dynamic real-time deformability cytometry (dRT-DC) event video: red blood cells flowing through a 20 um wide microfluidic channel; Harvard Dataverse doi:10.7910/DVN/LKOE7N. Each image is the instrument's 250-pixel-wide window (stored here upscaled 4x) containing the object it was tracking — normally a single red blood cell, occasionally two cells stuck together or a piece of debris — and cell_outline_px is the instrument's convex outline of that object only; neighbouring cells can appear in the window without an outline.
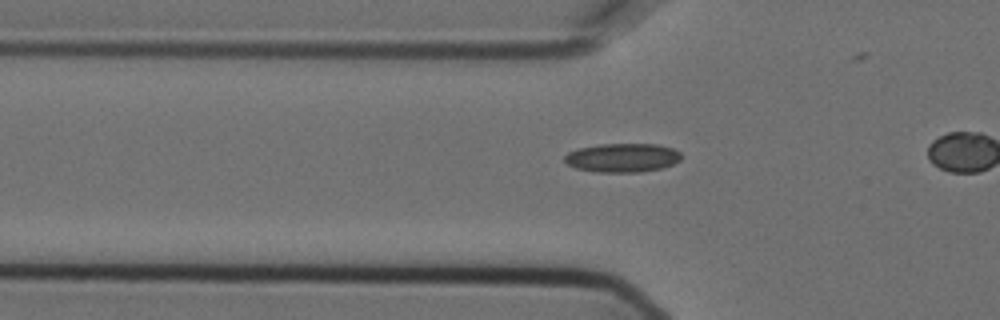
{"species": "Egyptian fruit bat (a non-hibernating species)", "species_latin": "Rousettus aegyptiacus", "temperature_condition": "cold", "stored_images_in_passage": 22, "camera_frame_rate_fps": 3000, "um_per_image_px": 0.085, "animal": {"sex": "female"}, "frame": {"image": 1, "passage_image": 16, "time_ms": 5.0, "image_size_px": [1000, 320], "cell_outline_px": [[680, 160], [672, 164], [660, 168], [640, 172], [596, 172], [576, 168], [568, 164], [564, 160], [564, 156], [568, 152], [580, 148], [600, 144], [656, 144], [672, 148], [680, 152]], "centroid_in_image_um": [52.89, 13.4], "position_along_channel_um": 72.9, "area_um2": 19.48}}